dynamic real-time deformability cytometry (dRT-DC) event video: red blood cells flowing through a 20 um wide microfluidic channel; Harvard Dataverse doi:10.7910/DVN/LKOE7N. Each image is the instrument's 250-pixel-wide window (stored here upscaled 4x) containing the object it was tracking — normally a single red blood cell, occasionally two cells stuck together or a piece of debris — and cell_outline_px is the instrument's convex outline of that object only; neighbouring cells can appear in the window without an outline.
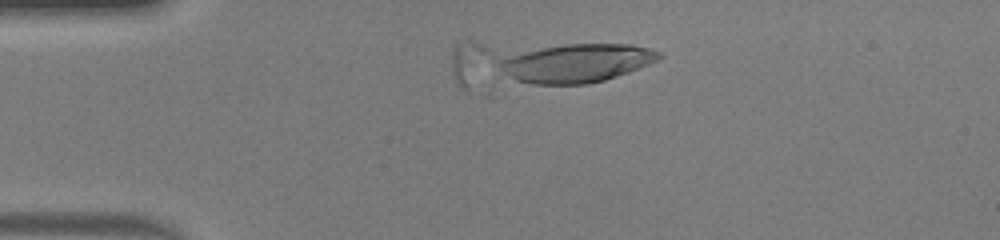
{"species": "human", "species_latin": "Homo sapiens", "temperature_condition": "warm", "stored_images_in_passage": 13, "camera_frame_rate_fps": 3000, "um_per_image_px": 0.085, "donor": {"sex": "male"}, "frame": {"image": 1, "passage_image": 6, "time_ms": 1.667, "image_size_px": [1000, 240], "cell_outline_px": [[664, 56], [648, 64], [628, 72], [604, 80], [588, 84], [468, 88], [460, 88], [456, 80], [452, 64], [452, 52], [456, 44], [468, 40], [472, 40], [632, 44], [648, 48], [660, 52]], "centroid_in_image_um": [46.23, 5.33], "position_along_channel_um": 38.8, "area_um2": 57.63}}
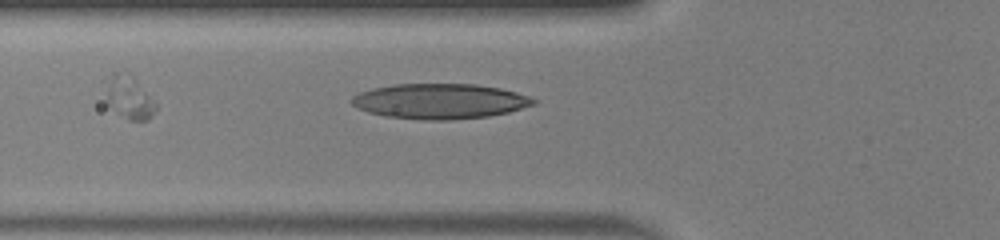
{"frame": {"image": 2, "passage_image": 13, "time_ms": 4.0, "image_size_px": [1000, 240], "cell_outline_px": [[540, 100], [536, 104], [508, 112], [488, 116], [448, 120], [420, 120], [388, 116], [368, 112], [356, 108], [352, 104], [352, 96], [360, 92], [372, 88], [392, 84], [476, 84], [500, 88], [516, 92]], "centroid_in_image_um": [37.4, 8.6], "position_along_channel_um": 88.4, "area_um2": 37.4}}